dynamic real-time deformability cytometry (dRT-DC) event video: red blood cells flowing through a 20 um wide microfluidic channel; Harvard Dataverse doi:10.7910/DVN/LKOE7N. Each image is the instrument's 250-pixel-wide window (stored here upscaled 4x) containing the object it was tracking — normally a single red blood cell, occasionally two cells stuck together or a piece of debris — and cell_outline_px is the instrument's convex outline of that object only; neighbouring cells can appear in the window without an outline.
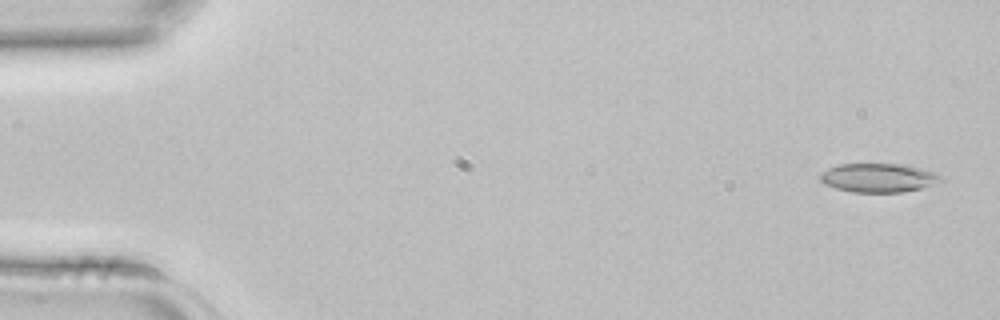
{"species": "common noctule bat (a hibernating species)", "species_latin": "Nyctalus noctula", "temperature_condition": "room temperature", "stored_images_in_passage": 43, "camera_frame_rate_fps": 3000, "um_per_image_px": 0.085, "animal": {"sex": "female", "body_mass_g": 22.7, "forearm_length_mm": 54.2}, "frame": {"image": 1, "passage_image": 2, "time_ms": 0.333, "image_size_px": [1000, 320], "cell_outline_px": [[944, 180], [920, 188], [904, 192], [852, 192], [836, 188], [824, 184], [820, 180], [820, 172], [836, 164], [900, 164], [932, 172], [940, 176]], "centroid_in_image_um": [74.58, 15.11], "position_along_channel_um": 10.4, "area_um2": 20.06}}
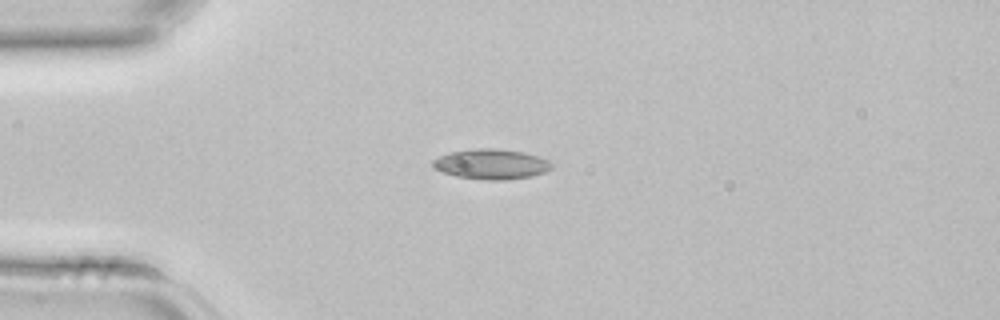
{"frame": {"image": 2, "passage_image": 11, "time_ms": 3.333, "image_size_px": [1000, 320], "cell_outline_px": [[552, 168], [544, 172], [532, 176], [500, 180], [488, 180], [456, 176], [444, 172], [436, 168], [432, 164], [432, 160], [448, 152], [468, 148], [496, 148], [524, 152], [548, 160], [552, 164]], "centroid_in_image_um": [41.74, 13.93], "position_along_channel_um": 43.3, "area_um2": 20.81}}
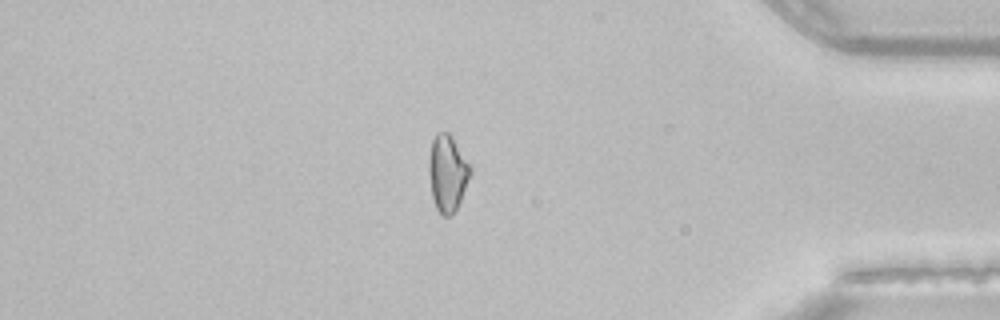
{"frame": {"image": 3, "passage_image": 37, "time_ms": 12.0, "image_size_px": [1000, 320], "cell_outline_px": [[472, 176], [456, 208], [448, 216], [440, 216], [436, 208], [432, 196], [428, 172], [428, 164], [432, 140], [436, 132], [448, 132], [452, 136], [472, 168]], "centroid_in_image_um": [38.04, 14.71], "position_along_channel_um": 397.2, "area_um2": 18.61}}